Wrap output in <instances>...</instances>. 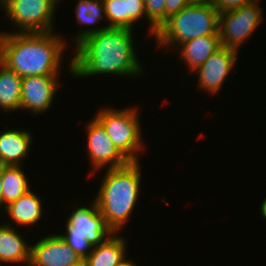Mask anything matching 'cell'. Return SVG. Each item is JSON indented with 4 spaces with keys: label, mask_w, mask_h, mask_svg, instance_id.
I'll return each mask as SVG.
<instances>
[{
    "label": "cell",
    "mask_w": 266,
    "mask_h": 266,
    "mask_svg": "<svg viewBox=\"0 0 266 266\" xmlns=\"http://www.w3.org/2000/svg\"><path fill=\"white\" fill-rule=\"evenodd\" d=\"M0 171L5 206L19 199L31 189L27 175L22 171L21 166H2Z\"/></svg>",
    "instance_id": "cell-20"
},
{
    "label": "cell",
    "mask_w": 266,
    "mask_h": 266,
    "mask_svg": "<svg viewBox=\"0 0 266 266\" xmlns=\"http://www.w3.org/2000/svg\"><path fill=\"white\" fill-rule=\"evenodd\" d=\"M259 0L219 14V37L223 47L239 51L262 21Z\"/></svg>",
    "instance_id": "cell-7"
},
{
    "label": "cell",
    "mask_w": 266,
    "mask_h": 266,
    "mask_svg": "<svg viewBox=\"0 0 266 266\" xmlns=\"http://www.w3.org/2000/svg\"><path fill=\"white\" fill-rule=\"evenodd\" d=\"M81 261L60 234H49L30 246L28 266H75Z\"/></svg>",
    "instance_id": "cell-9"
},
{
    "label": "cell",
    "mask_w": 266,
    "mask_h": 266,
    "mask_svg": "<svg viewBox=\"0 0 266 266\" xmlns=\"http://www.w3.org/2000/svg\"><path fill=\"white\" fill-rule=\"evenodd\" d=\"M219 12L207 4H188L157 30L156 46L175 47L207 35H219Z\"/></svg>",
    "instance_id": "cell-4"
},
{
    "label": "cell",
    "mask_w": 266,
    "mask_h": 266,
    "mask_svg": "<svg viewBox=\"0 0 266 266\" xmlns=\"http://www.w3.org/2000/svg\"><path fill=\"white\" fill-rule=\"evenodd\" d=\"M125 246H127L125 239L119 233L112 232L93 247L84 261L88 266H116L127 257Z\"/></svg>",
    "instance_id": "cell-17"
},
{
    "label": "cell",
    "mask_w": 266,
    "mask_h": 266,
    "mask_svg": "<svg viewBox=\"0 0 266 266\" xmlns=\"http://www.w3.org/2000/svg\"><path fill=\"white\" fill-rule=\"evenodd\" d=\"M2 183L3 182H2V176H1V171H0V206H3L4 207V210H5L6 206L3 203ZM0 209H1V207H0Z\"/></svg>",
    "instance_id": "cell-28"
},
{
    "label": "cell",
    "mask_w": 266,
    "mask_h": 266,
    "mask_svg": "<svg viewBox=\"0 0 266 266\" xmlns=\"http://www.w3.org/2000/svg\"><path fill=\"white\" fill-rule=\"evenodd\" d=\"M22 77L0 62V109L2 112L20 110Z\"/></svg>",
    "instance_id": "cell-19"
},
{
    "label": "cell",
    "mask_w": 266,
    "mask_h": 266,
    "mask_svg": "<svg viewBox=\"0 0 266 266\" xmlns=\"http://www.w3.org/2000/svg\"><path fill=\"white\" fill-rule=\"evenodd\" d=\"M190 4H207L212 5L214 0H189Z\"/></svg>",
    "instance_id": "cell-26"
},
{
    "label": "cell",
    "mask_w": 266,
    "mask_h": 266,
    "mask_svg": "<svg viewBox=\"0 0 266 266\" xmlns=\"http://www.w3.org/2000/svg\"><path fill=\"white\" fill-rule=\"evenodd\" d=\"M165 1L166 0H144L146 19H148L149 25H147L148 36H155L157 30L165 22Z\"/></svg>",
    "instance_id": "cell-22"
},
{
    "label": "cell",
    "mask_w": 266,
    "mask_h": 266,
    "mask_svg": "<svg viewBox=\"0 0 266 266\" xmlns=\"http://www.w3.org/2000/svg\"><path fill=\"white\" fill-rule=\"evenodd\" d=\"M58 1L7 0L4 12L18 33L52 32Z\"/></svg>",
    "instance_id": "cell-6"
},
{
    "label": "cell",
    "mask_w": 266,
    "mask_h": 266,
    "mask_svg": "<svg viewBox=\"0 0 266 266\" xmlns=\"http://www.w3.org/2000/svg\"><path fill=\"white\" fill-rule=\"evenodd\" d=\"M222 47L219 35L201 36L179 44L175 49H179L181 59L186 62L189 72L200 67L210 55Z\"/></svg>",
    "instance_id": "cell-16"
},
{
    "label": "cell",
    "mask_w": 266,
    "mask_h": 266,
    "mask_svg": "<svg viewBox=\"0 0 266 266\" xmlns=\"http://www.w3.org/2000/svg\"><path fill=\"white\" fill-rule=\"evenodd\" d=\"M140 162H130L124 167L107 169L94 202L106 226L118 233L135 208L141 183Z\"/></svg>",
    "instance_id": "cell-3"
},
{
    "label": "cell",
    "mask_w": 266,
    "mask_h": 266,
    "mask_svg": "<svg viewBox=\"0 0 266 266\" xmlns=\"http://www.w3.org/2000/svg\"><path fill=\"white\" fill-rule=\"evenodd\" d=\"M75 266H88L87 263L83 260L78 265Z\"/></svg>",
    "instance_id": "cell-31"
},
{
    "label": "cell",
    "mask_w": 266,
    "mask_h": 266,
    "mask_svg": "<svg viewBox=\"0 0 266 266\" xmlns=\"http://www.w3.org/2000/svg\"><path fill=\"white\" fill-rule=\"evenodd\" d=\"M137 107L103 108L94 118L103 126L116 148L130 161L139 162L138 153L144 149Z\"/></svg>",
    "instance_id": "cell-5"
},
{
    "label": "cell",
    "mask_w": 266,
    "mask_h": 266,
    "mask_svg": "<svg viewBox=\"0 0 266 266\" xmlns=\"http://www.w3.org/2000/svg\"><path fill=\"white\" fill-rule=\"evenodd\" d=\"M68 246L76 252L82 260H85L91 253L94 245H92L87 236L80 233L60 234Z\"/></svg>",
    "instance_id": "cell-23"
},
{
    "label": "cell",
    "mask_w": 266,
    "mask_h": 266,
    "mask_svg": "<svg viewBox=\"0 0 266 266\" xmlns=\"http://www.w3.org/2000/svg\"><path fill=\"white\" fill-rule=\"evenodd\" d=\"M90 206L75 208L68 216L65 229L66 233L86 235L88 241L95 246L106 239L112 231L106 226L97 204L92 202Z\"/></svg>",
    "instance_id": "cell-12"
},
{
    "label": "cell",
    "mask_w": 266,
    "mask_h": 266,
    "mask_svg": "<svg viewBox=\"0 0 266 266\" xmlns=\"http://www.w3.org/2000/svg\"><path fill=\"white\" fill-rule=\"evenodd\" d=\"M133 30L124 28H87L73 38L76 48L71 58V76H139L143 70L133 45ZM140 73V74H139Z\"/></svg>",
    "instance_id": "cell-1"
},
{
    "label": "cell",
    "mask_w": 266,
    "mask_h": 266,
    "mask_svg": "<svg viewBox=\"0 0 266 266\" xmlns=\"http://www.w3.org/2000/svg\"><path fill=\"white\" fill-rule=\"evenodd\" d=\"M25 242L17 229L10 222L0 223V266L8 263H21L28 266L30 260V244Z\"/></svg>",
    "instance_id": "cell-15"
},
{
    "label": "cell",
    "mask_w": 266,
    "mask_h": 266,
    "mask_svg": "<svg viewBox=\"0 0 266 266\" xmlns=\"http://www.w3.org/2000/svg\"><path fill=\"white\" fill-rule=\"evenodd\" d=\"M238 52L221 47L195 71L198 72V87L208 94L218 93L237 61Z\"/></svg>",
    "instance_id": "cell-10"
},
{
    "label": "cell",
    "mask_w": 266,
    "mask_h": 266,
    "mask_svg": "<svg viewBox=\"0 0 266 266\" xmlns=\"http://www.w3.org/2000/svg\"><path fill=\"white\" fill-rule=\"evenodd\" d=\"M86 134L88 156L93 166L92 174L106 165H108L107 169H115L130 163L112 143L103 126L95 118L88 122Z\"/></svg>",
    "instance_id": "cell-8"
},
{
    "label": "cell",
    "mask_w": 266,
    "mask_h": 266,
    "mask_svg": "<svg viewBox=\"0 0 266 266\" xmlns=\"http://www.w3.org/2000/svg\"><path fill=\"white\" fill-rule=\"evenodd\" d=\"M58 76H26L22 78L20 110L34 115L50 109L60 84Z\"/></svg>",
    "instance_id": "cell-11"
},
{
    "label": "cell",
    "mask_w": 266,
    "mask_h": 266,
    "mask_svg": "<svg viewBox=\"0 0 266 266\" xmlns=\"http://www.w3.org/2000/svg\"><path fill=\"white\" fill-rule=\"evenodd\" d=\"M116 266H136V264L133 262V260H130L129 258L127 259L126 257L123 261H121Z\"/></svg>",
    "instance_id": "cell-27"
},
{
    "label": "cell",
    "mask_w": 266,
    "mask_h": 266,
    "mask_svg": "<svg viewBox=\"0 0 266 266\" xmlns=\"http://www.w3.org/2000/svg\"><path fill=\"white\" fill-rule=\"evenodd\" d=\"M256 0H214L212 6L219 12L223 13L233 9L241 8L255 2Z\"/></svg>",
    "instance_id": "cell-24"
},
{
    "label": "cell",
    "mask_w": 266,
    "mask_h": 266,
    "mask_svg": "<svg viewBox=\"0 0 266 266\" xmlns=\"http://www.w3.org/2000/svg\"><path fill=\"white\" fill-rule=\"evenodd\" d=\"M107 18V27L133 30L134 24L144 17V0H102Z\"/></svg>",
    "instance_id": "cell-13"
},
{
    "label": "cell",
    "mask_w": 266,
    "mask_h": 266,
    "mask_svg": "<svg viewBox=\"0 0 266 266\" xmlns=\"http://www.w3.org/2000/svg\"><path fill=\"white\" fill-rule=\"evenodd\" d=\"M165 21L174 14H177L188 4L189 0H166L165 1Z\"/></svg>",
    "instance_id": "cell-25"
},
{
    "label": "cell",
    "mask_w": 266,
    "mask_h": 266,
    "mask_svg": "<svg viewBox=\"0 0 266 266\" xmlns=\"http://www.w3.org/2000/svg\"><path fill=\"white\" fill-rule=\"evenodd\" d=\"M32 135L26 130L8 129L0 133V163L2 166H22L32 144Z\"/></svg>",
    "instance_id": "cell-14"
},
{
    "label": "cell",
    "mask_w": 266,
    "mask_h": 266,
    "mask_svg": "<svg viewBox=\"0 0 266 266\" xmlns=\"http://www.w3.org/2000/svg\"><path fill=\"white\" fill-rule=\"evenodd\" d=\"M76 22L80 25H95L105 19V9L102 0H78L75 6Z\"/></svg>",
    "instance_id": "cell-21"
},
{
    "label": "cell",
    "mask_w": 266,
    "mask_h": 266,
    "mask_svg": "<svg viewBox=\"0 0 266 266\" xmlns=\"http://www.w3.org/2000/svg\"><path fill=\"white\" fill-rule=\"evenodd\" d=\"M260 212L261 215L263 216V218L266 220V199L263 200L262 204H261V208H260Z\"/></svg>",
    "instance_id": "cell-29"
},
{
    "label": "cell",
    "mask_w": 266,
    "mask_h": 266,
    "mask_svg": "<svg viewBox=\"0 0 266 266\" xmlns=\"http://www.w3.org/2000/svg\"><path fill=\"white\" fill-rule=\"evenodd\" d=\"M42 205L40 196L29 190L19 199L9 203L5 212L12 219L11 222L13 221L17 226H29L41 219L44 213Z\"/></svg>",
    "instance_id": "cell-18"
},
{
    "label": "cell",
    "mask_w": 266,
    "mask_h": 266,
    "mask_svg": "<svg viewBox=\"0 0 266 266\" xmlns=\"http://www.w3.org/2000/svg\"><path fill=\"white\" fill-rule=\"evenodd\" d=\"M53 32H1L0 62L22 78L58 76L67 43Z\"/></svg>",
    "instance_id": "cell-2"
},
{
    "label": "cell",
    "mask_w": 266,
    "mask_h": 266,
    "mask_svg": "<svg viewBox=\"0 0 266 266\" xmlns=\"http://www.w3.org/2000/svg\"><path fill=\"white\" fill-rule=\"evenodd\" d=\"M7 0H0V7L1 9L5 10Z\"/></svg>",
    "instance_id": "cell-30"
}]
</instances>
